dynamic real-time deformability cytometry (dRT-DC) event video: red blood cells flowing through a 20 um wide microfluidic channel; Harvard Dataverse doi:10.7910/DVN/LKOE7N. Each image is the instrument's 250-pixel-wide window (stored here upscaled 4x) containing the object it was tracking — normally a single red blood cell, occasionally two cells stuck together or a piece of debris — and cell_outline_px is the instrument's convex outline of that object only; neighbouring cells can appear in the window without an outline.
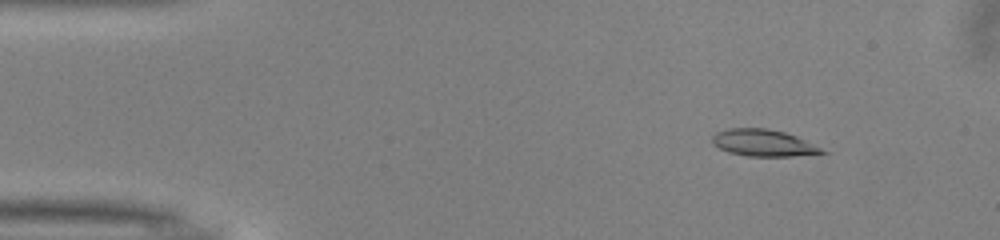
{"species": "common noctule bat (a hibernating species)", "species_latin": "Nyctalus noctula", "temperature_condition": "warm", "stored_images_in_passage": 50, "camera_frame_rate_fps": 3000, "um_per_image_px": 0.085, "animal": {"sex": "male", "body_mass_g": 13.0, "forearm_length_mm": 53.1}, "frame": {"image": 1, "passage_image": 6, "time_ms": 1.667, "image_size_px": [1000, 240], "cell_outline_px": [[828, 152], [792, 156], [748, 156], [728, 152], [712, 144], [712, 136], [716, 132], [728, 128], [768, 128], [784, 132], [796, 136]], "centroid_in_image_um": [64.82, 12.14], "position_along_channel_um": 20.2, "area_um2": 16.94}}
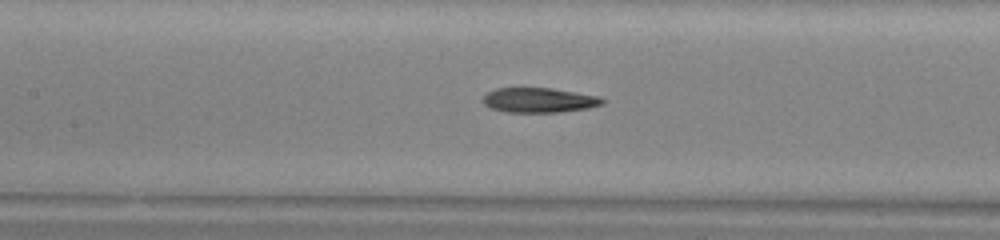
{"frame": {"image": 2, "passage_image": 23, "time_ms": 7.333, "image_size_px": [1000, 240], "cell_outline_px": [[608, 100], [604, 104], [588, 108], [556, 112], [504, 112], [492, 108], [484, 104], [484, 96], [488, 92], [496, 88], [552, 88], [600, 96]], "centroid_in_image_um": [45.88, 8.51], "position_along_channel_um": 161.5, "area_um2": 17.28}}
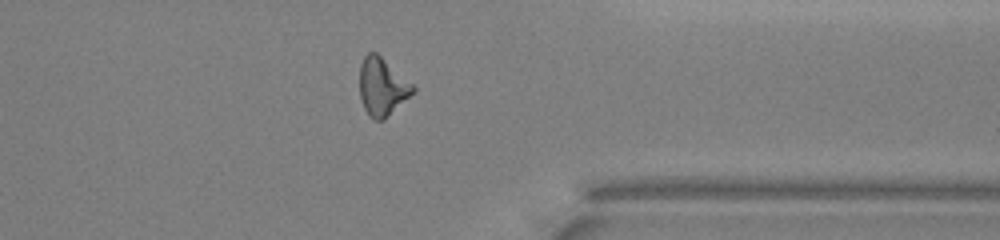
{"frame": {"image": 3, "passage_image": 40, "time_ms": 13.0, "image_size_px": [1000, 240], "cell_outline_px": [[416, 92], [384, 120], [376, 120], [364, 108], [360, 96], [360, 64], [364, 56], [368, 52], [376, 52], [412, 84], [416, 88]], "centroid_in_image_um": [32.5, 7.38], "position_along_channel_um": 378.9, "area_um2": 17.8}, "authors_computed_cell_mechanics": {"area_um2": 17.6868, "velocity_mm_per_s": 4.0079, "shape_relaxation_time_tau1_ms": 5.6508, "shape_relaxation_time_tau2_ms": 3.5235, "deformation_change_tau1": 0.1893, "deformation_change_tau2": 0.1341}}